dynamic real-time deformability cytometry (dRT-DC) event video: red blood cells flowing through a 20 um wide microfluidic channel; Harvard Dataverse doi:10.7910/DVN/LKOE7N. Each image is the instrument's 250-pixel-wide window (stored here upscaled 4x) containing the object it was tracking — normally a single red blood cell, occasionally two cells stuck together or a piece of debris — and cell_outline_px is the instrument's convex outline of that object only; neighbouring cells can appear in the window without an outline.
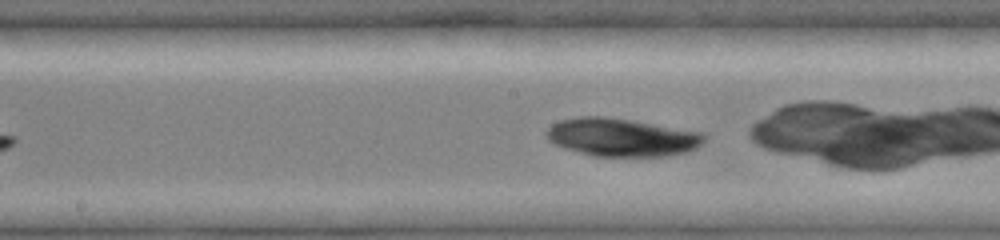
{"species": "common noctule bat (a hibernating species)", "species_latin": "Nyctalus noctula", "temperature_condition": "cold", "stored_images_in_passage": 23, "camera_frame_rate_fps": 3000, "um_per_image_px": 0.085, "animal": {"sex": "female", "body_mass_g": 19.0, "forearm_length_mm": 51.5}, "frame": {"image": 1, "passage_image": 10, "time_ms": 4.0, "image_size_px": [1000, 240], "cell_outline_px": [[704, 140], [696, 148], [688, 152], [664, 156], [592, 156], [564, 148], [548, 140], [544, 132], [552, 124], [560, 120], [580, 116], [608, 116], [704, 132]], "centroid_in_image_um": [52.83, 11.66], "position_along_channel_um": 195.4, "area_um2": 35.2}}